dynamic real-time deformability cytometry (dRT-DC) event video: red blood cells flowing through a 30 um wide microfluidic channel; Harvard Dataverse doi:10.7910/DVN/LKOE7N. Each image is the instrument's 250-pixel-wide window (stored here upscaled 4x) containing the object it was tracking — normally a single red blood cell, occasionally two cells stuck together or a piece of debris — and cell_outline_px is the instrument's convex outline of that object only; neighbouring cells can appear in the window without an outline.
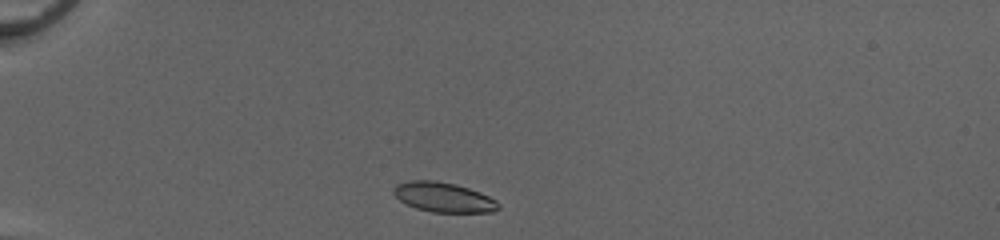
{"species": "common noctule bat (a hibernating species)", "species_latin": "Nyctalus noctula", "temperature_condition": "cold", "stored_images_in_passage": 33, "camera_frame_rate_fps": 3000, "um_per_image_px": 0.085, "animal": {"sex": "female", "body_mass_g": 20.0, "forearm_length_mm": 54.0}, "frame": {"image": 1, "passage_image": 2, "time_ms": 0.333, "image_size_px": [1000, 240], "cell_outline_px": [[500, 208], [492, 212], [432, 212], [416, 208], [400, 200], [392, 192], [392, 188], [396, 184], [408, 180], [436, 180], [456, 184], [480, 192], [496, 200], [500, 204]], "centroid_in_image_um": [37.69, 16.75], "position_along_channel_um": 47.3, "area_um2": 18.26}}
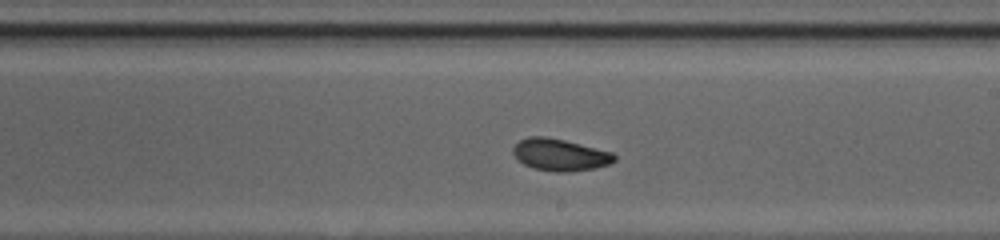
{"frame": {"image": 2, "passage_image": 19, "time_ms": 6.0, "image_size_px": [1000, 240], "cell_outline_px": [[616, 160], [608, 164], [596, 168], [568, 172], [556, 172], [532, 168], [524, 164], [512, 152], [512, 148], [520, 140], [528, 136], [544, 136], [564, 140], [612, 152], [616, 156]], "centroid_in_image_um": [47.6, 13.16], "position_along_channel_um": 241.4, "area_um2": 18.79}}
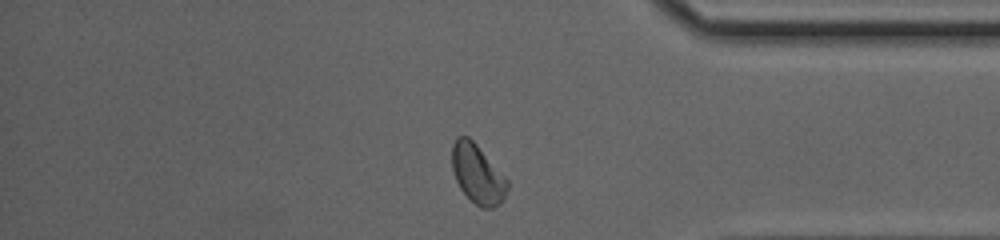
{"frame": {"image": 3, "passage_image": 31, "time_ms": 10.0, "image_size_px": [1000, 240], "cell_outline_px": [[508, 188], [500, 204], [492, 208], [480, 208], [460, 188], [456, 180], [452, 168], [452, 144], [456, 136], [468, 136], [476, 144], [508, 180]], "centroid_in_image_um": [40.58, 14.78], "position_along_channel_um": 394.6, "area_um2": 18.84}, "authors_computed_cell_mechanics": {"area_um2": 18.785, "velocity_mm_per_s": 4.1308, "shape_relaxation_time_tau1_ms": 2.8331, "shape_relaxation_time_tau2_ms": 2.0813, "deformation_change_tau1": 0.1118, "deformation_change_tau2": 0.0563}}